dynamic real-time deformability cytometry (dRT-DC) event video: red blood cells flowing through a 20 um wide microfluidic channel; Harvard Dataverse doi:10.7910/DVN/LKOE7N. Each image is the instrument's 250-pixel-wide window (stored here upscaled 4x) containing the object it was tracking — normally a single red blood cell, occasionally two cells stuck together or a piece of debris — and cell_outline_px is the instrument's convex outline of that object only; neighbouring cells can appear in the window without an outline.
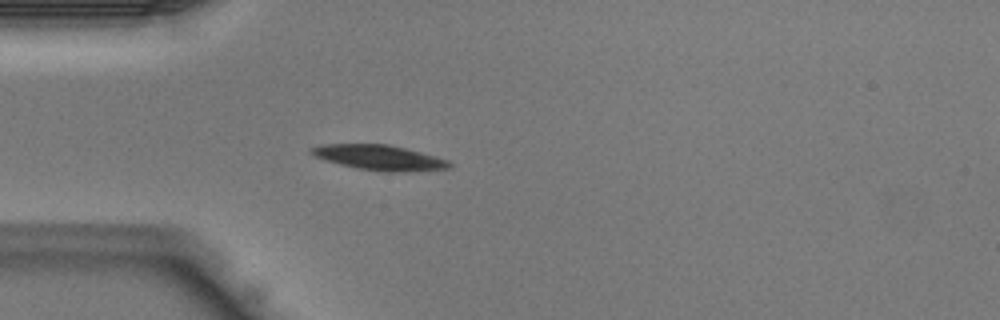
{"species": "Egyptian fruit bat (a non-hibernating species)", "species_latin": "Rousettus aegyptiacus", "temperature_condition": "warm", "stored_images_in_passage": 32, "camera_frame_rate_fps": 3000, "um_per_image_px": 0.085, "animal": {"sex": "male"}, "frame": {"image": 1, "passage_image": 1, "time_ms": 0.0, "image_size_px": [1000, 320], "cell_outline_px": [[452, 164], [448, 168], [396, 172], [388, 172], [356, 168], [340, 164], [316, 156], [308, 152], [308, 148], [320, 144], [388, 144], [420, 152], [448, 160]], "centroid_in_image_um": [32.19, 13.38], "position_along_channel_um": 52.8, "area_um2": 19.88}}
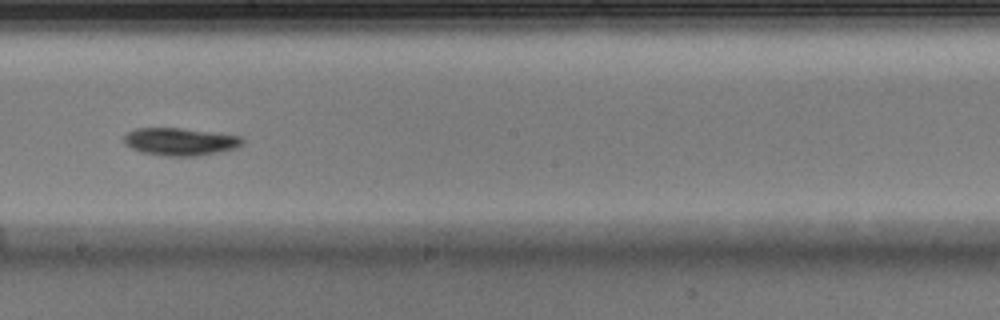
{"frame": {"image": 2, "passage_image": 13, "time_ms": 4.0, "image_size_px": [1000, 320], "cell_outline_px": [[244, 144], [236, 148], [196, 156], [164, 156], [144, 152], [132, 148], [124, 140], [124, 136], [128, 132], [136, 128], [180, 128], [212, 132], [240, 136], [244, 140]], "centroid_in_image_um": [15.34, 12.03], "position_along_channel_um": 232.9, "area_um2": 18.79}}
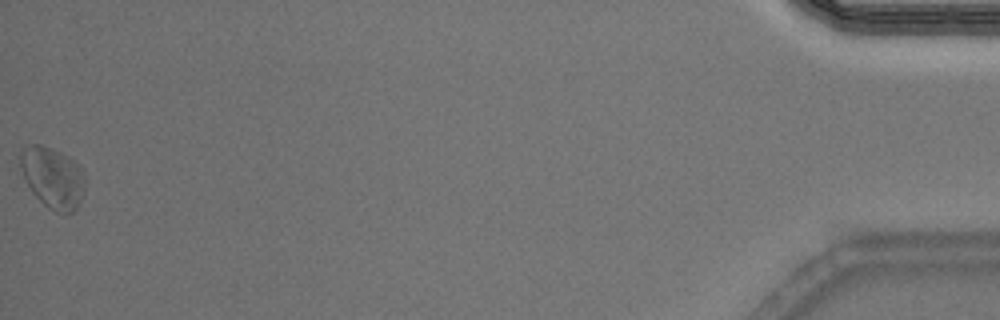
{"frame": {"image": 3, "passage_image": 32, "time_ms": 10.333, "image_size_px": [1000, 320], "cell_outline_px": [[84, 192], [76, 208], [72, 212], [56, 212], [48, 208], [32, 192], [24, 176], [20, 164], [20, 152], [28, 144], [40, 144], [60, 152], [68, 156], [80, 164], [84, 172]], "centroid_in_image_um": [4.5, 15.07], "position_along_channel_um": 430.7, "area_um2": 22.89}}